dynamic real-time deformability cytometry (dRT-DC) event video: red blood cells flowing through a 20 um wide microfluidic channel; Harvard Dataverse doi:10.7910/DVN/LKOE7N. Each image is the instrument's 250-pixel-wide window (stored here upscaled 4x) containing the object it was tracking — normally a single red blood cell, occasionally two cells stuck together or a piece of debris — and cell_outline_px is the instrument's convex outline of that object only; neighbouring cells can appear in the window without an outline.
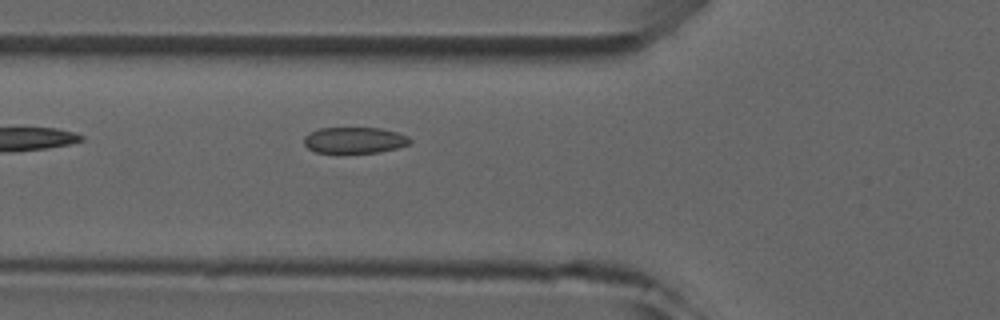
{"species": "common noctule bat (a hibernating species)", "species_latin": "Nyctalus noctula", "temperature_condition": "room temperature", "stored_images_in_passage": 5, "camera_frame_rate_fps": 3000, "um_per_image_px": 0.085, "animal": {"sex": "male", "forearm_length_mm": 52.5}, "frame": {"image": 1, "passage_image": 5, "time_ms": 4.667, "image_size_px": [1000, 320], "cell_outline_px": [[412, 140], [408, 144], [396, 148], [380, 152], [316, 152], [308, 148], [304, 144], [304, 136], [308, 132], [320, 128], [380, 128], [396, 132], [408, 136]], "centroid_in_image_um": [30.11, 11.9], "position_along_channel_um": 95.7, "area_um2": 16.01}}